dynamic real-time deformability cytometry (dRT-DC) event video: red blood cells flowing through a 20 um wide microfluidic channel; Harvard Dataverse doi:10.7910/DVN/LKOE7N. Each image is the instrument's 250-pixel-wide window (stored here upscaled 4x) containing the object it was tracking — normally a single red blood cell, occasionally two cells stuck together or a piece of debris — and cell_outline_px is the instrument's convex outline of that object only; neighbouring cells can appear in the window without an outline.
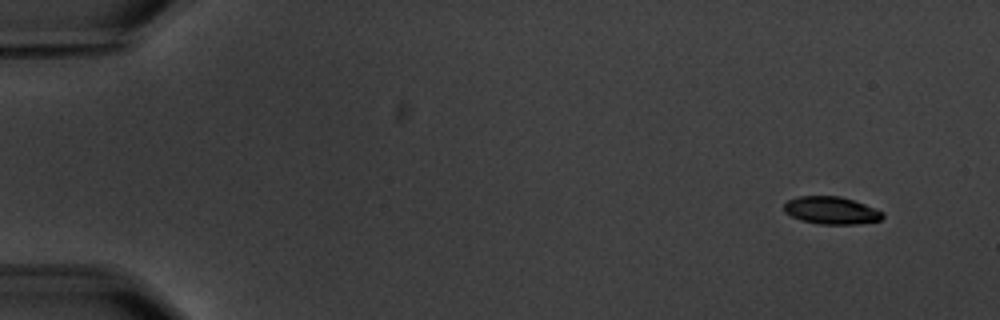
{"species": "common noctule bat (a hibernating species)", "species_latin": "Nyctalus noctula", "temperature_condition": "warm", "stored_images_in_passage": 7, "segment_of_instrument_passage": [2, 2], "camera_frame_rate_fps": 3000, "um_per_image_px": 0.085, "animal": {"sex": "male", "body_mass_g": 20.1, "forearm_length_mm": 53.5}, "frame": {"image": 1, "passage_image": 7, "time_ms": 8.333, "image_size_px": [1000, 320], "cell_outline_px": [[884, 216], [880, 220], [856, 224], [820, 224], [800, 220], [784, 212], [784, 204], [788, 200], [800, 196], [840, 196], [864, 204], [884, 212]], "centroid_in_image_um": [70.65, 17.89], "position_along_channel_um": 14.4, "area_um2": 15.72}}